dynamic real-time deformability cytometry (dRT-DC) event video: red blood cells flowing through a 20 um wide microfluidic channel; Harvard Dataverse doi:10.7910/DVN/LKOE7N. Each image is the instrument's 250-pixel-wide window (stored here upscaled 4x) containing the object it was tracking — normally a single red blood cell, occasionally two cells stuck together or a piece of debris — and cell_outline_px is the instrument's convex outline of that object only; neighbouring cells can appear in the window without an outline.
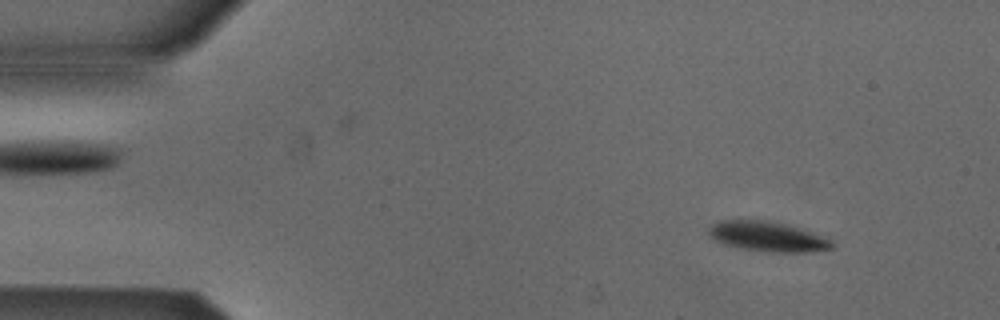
{"species": "Egyptian fruit bat (a non-hibernating species)", "species_latin": "Rousettus aegyptiacus", "temperature_condition": "cold", "stored_images_in_passage": 52, "camera_frame_rate_fps": 3000, "um_per_image_px": 0.085, "animal": {"sex": "male"}, "frame": {"image": 1, "passage_image": 5, "time_ms": 1.333, "image_size_px": [1000, 320], "cell_outline_px": [[832, 248], [808, 252], [764, 252], [736, 248], [724, 244], [716, 240], [708, 232], [712, 224], [724, 220], [760, 220], [784, 224], [812, 232], [832, 240]], "centroid_in_image_um": [65.23, 20.12], "position_along_channel_um": 19.8, "area_um2": 21.21}}
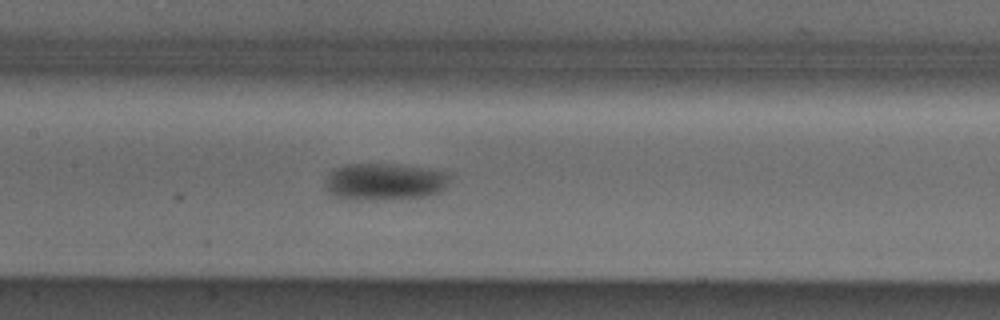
{"frame": {"image": 2, "passage_image": 24, "time_ms": 7.667, "image_size_px": [1000, 320], "cell_outline_px": [[448, 180], [444, 188], [440, 192], [424, 196], [356, 200], [340, 200], [332, 196], [324, 188], [324, 180], [332, 168], [344, 164], [400, 164], [444, 172], [448, 176]], "centroid_in_image_um": [32.53, 15.44], "position_along_channel_um": 174.9, "area_um2": 26.93}}
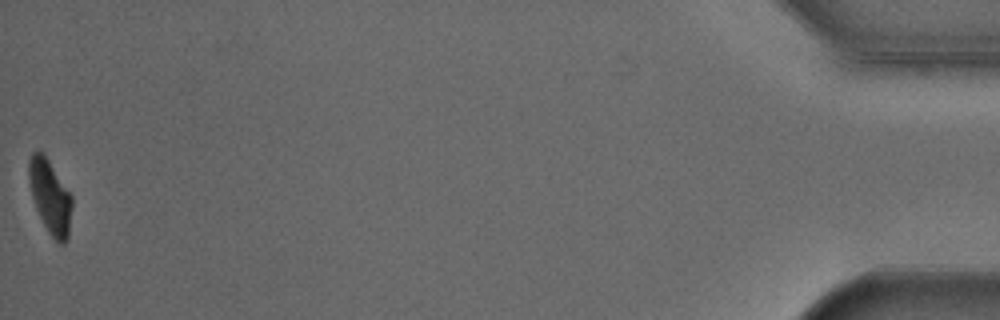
{"frame": {"image": 3, "passage_image": 52, "time_ms": 17.0, "image_size_px": [1000, 320], "cell_outline_px": [[72, 208], [68, 236], [64, 244], [60, 244], [48, 232], [36, 208], [32, 196], [28, 176], [28, 160], [32, 152], [40, 152], [48, 160], [72, 196]], "centroid_in_image_um": [4.26, 16.73], "position_along_channel_um": 430.9, "area_um2": 18.15}, "authors_computed_cell_mechanics": {"area_um2": 22.2241, "velocity_mm_per_s": 3.8498, "shape_relaxation_time_tau1_ms": 2.9326, "shape_relaxation_time_tau2_ms": null, "deformation_change_tau1": 0.0772, "deformation_change_tau2": null}}